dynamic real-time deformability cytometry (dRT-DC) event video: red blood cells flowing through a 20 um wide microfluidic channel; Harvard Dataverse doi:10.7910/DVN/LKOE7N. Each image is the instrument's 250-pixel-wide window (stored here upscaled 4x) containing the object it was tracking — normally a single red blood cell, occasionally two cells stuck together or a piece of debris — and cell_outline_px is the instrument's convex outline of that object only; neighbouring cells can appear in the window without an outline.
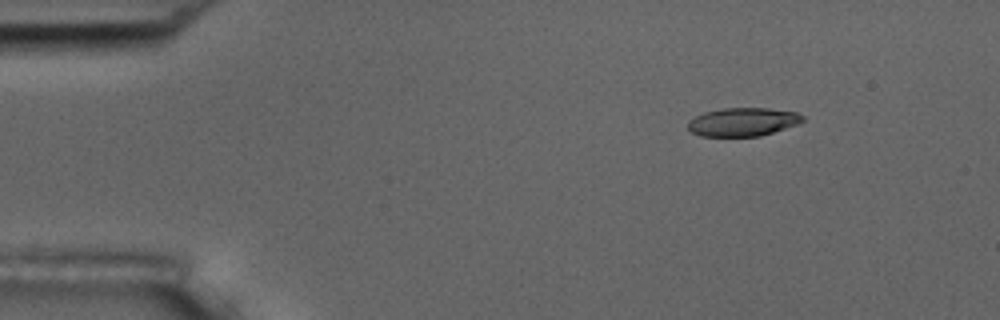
{"species": "common noctule bat (a hibernating species)", "species_latin": "Nyctalus noctula", "temperature_condition": "room temperature", "stored_images_in_passage": 6, "camera_frame_rate_fps": 3000, "um_per_image_px": 0.085, "animal": {"sex": "male", "body_mass_g": 17.5, "forearm_length_mm": 52.3}, "frame": {"image": 1, "passage_image": 3, "time_ms": 2.333, "image_size_px": [1000, 320], "cell_outline_px": [[804, 120], [796, 124], [760, 136], [700, 136], [692, 132], [688, 128], [688, 120], [704, 112], [724, 108], [768, 108], [796, 112], [804, 116]], "centroid_in_image_um": [63.12, 10.36], "position_along_channel_um": 21.9, "area_um2": 18.84}}
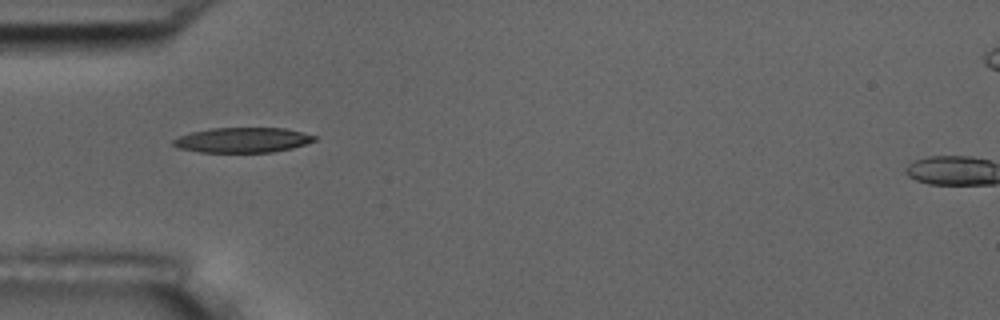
{"frame": {"image": 2, "passage_image": 5, "time_ms": 5.667, "image_size_px": [1000, 320], "cell_outline_px": [[316, 140], [292, 148], [272, 152], [200, 152], [176, 148], [172, 144], [172, 140], [180, 136], [192, 132], [212, 128], [284, 128], [316, 136]], "centroid_in_image_um": [20.58, 11.91], "position_along_channel_um": 64.4, "area_um2": 20.46}}